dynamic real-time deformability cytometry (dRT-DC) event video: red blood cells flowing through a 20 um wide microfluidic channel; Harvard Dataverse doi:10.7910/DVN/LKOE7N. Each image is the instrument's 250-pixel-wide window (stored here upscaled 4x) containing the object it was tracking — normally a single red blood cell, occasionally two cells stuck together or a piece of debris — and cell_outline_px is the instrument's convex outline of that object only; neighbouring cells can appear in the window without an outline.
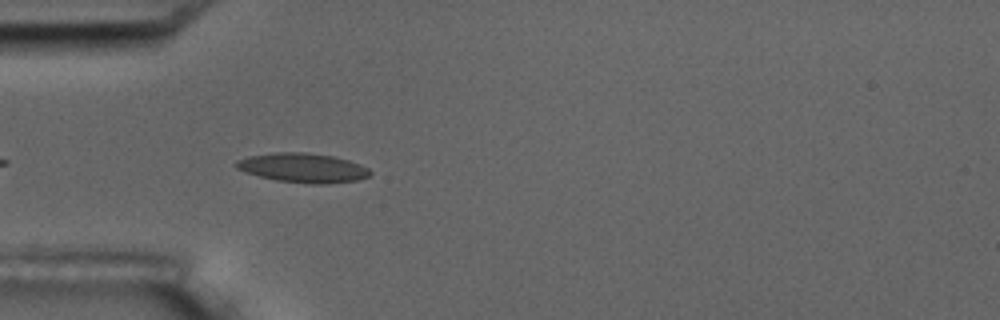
{"species": "common noctule bat (a hibernating species)", "species_latin": "Nyctalus noctula", "temperature_condition": "room temperature", "stored_images_in_passage": 5, "camera_frame_rate_fps": 3000, "um_per_image_px": 0.085, "animal": {"sex": "male", "body_mass_g": 17.5, "forearm_length_mm": 52.3}, "frame": {"image": 1, "passage_image": 5, "time_ms": 4.667, "image_size_px": [1000, 320], "cell_outline_px": [[372, 172], [368, 176], [356, 180], [328, 184], [312, 184], [276, 180], [244, 172], [236, 168], [236, 160], [248, 156], [272, 152], [304, 152], [332, 156], [348, 160], [360, 164], [368, 168]], "centroid_in_image_um": [25.72, 14.26], "position_along_channel_um": 59.3, "area_um2": 22.89}}